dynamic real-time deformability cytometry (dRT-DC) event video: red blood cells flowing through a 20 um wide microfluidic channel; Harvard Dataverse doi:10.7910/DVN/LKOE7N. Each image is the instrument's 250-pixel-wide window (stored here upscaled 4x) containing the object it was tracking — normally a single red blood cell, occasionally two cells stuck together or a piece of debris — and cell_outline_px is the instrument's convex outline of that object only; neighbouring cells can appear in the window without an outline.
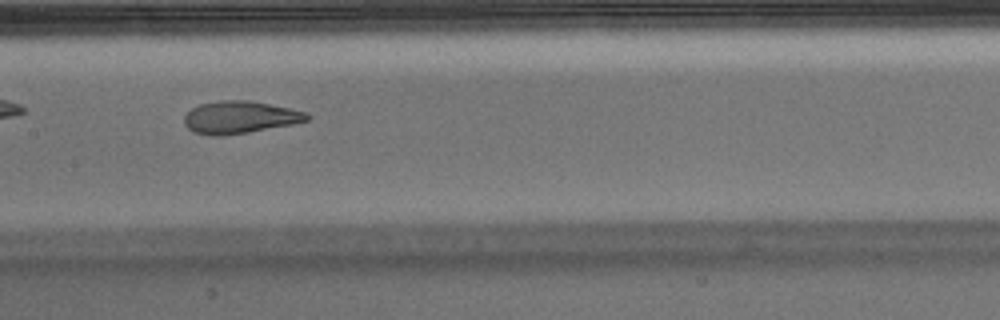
{"species": "Egyptian fruit bat (a non-hibernating species)", "species_latin": "Rousettus aegyptiacus", "temperature_condition": "warm", "stored_images_in_passage": 39, "camera_frame_rate_fps": 3000, "um_per_image_px": 0.085, "animal": {"sex": "male"}, "frame": {"image": 1, "passage_image": 12, "time_ms": 3.667, "image_size_px": [1000, 320], "cell_outline_px": [[312, 116], [308, 120], [292, 124], [248, 132], [224, 136], [208, 136], [192, 132], [184, 124], [184, 116], [192, 108], [200, 104], [220, 100], [248, 100], [292, 108], [308, 112]], "centroid_in_image_um": [20.39, 9.97], "position_along_channel_um": 187.0, "area_um2": 23.41}, "authors_computed_cell_mechanics": {"area_um2": 24.2182, "velocity_mm_per_s": 3.8092, "shape_relaxation_time_tau1_ms": null, "shape_relaxation_time_tau2_ms": 1.2665, "deformation_change_tau1": null, "deformation_change_tau2": 0.0859}}